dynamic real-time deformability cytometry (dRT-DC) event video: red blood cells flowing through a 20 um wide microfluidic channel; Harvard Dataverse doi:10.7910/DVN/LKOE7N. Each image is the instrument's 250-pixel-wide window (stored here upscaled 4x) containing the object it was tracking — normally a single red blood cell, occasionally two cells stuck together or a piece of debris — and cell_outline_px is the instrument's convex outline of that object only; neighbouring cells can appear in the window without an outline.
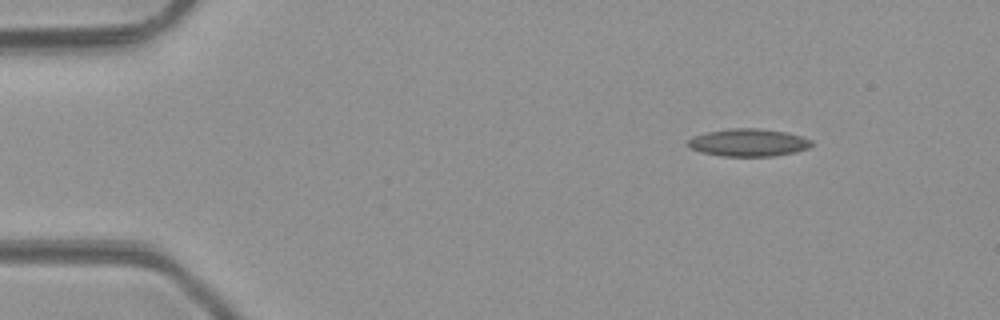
{"species": "common noctule bat (a hibernating species)", "species_latin": "Nyctalus noctula", "temperature_condition": "room temperature", "stored_images_in_passage": 4, "camera_frame_rate_fps": 3000, "um_per_image_px": 0.085, "animal": {"sex": "male", "body_mass_g": 23.1, "forearm_length_mm": 52.7}, "frame": {"image": 1, "passage_image": 1, "time_ms": 0.0, "image_size_px": [1000, 320], "cell_outline_px": [[812, 144], [808, 148], [796, 152], [772, 156], [720, 156], [700, 152], [688, 148], [688, 140], [692, 136], [708, 132], [732, 128], [760, 128], [788, 132], [812, 140]], "centroid_in_image_um": [63.6, 12.12], "position_along_channel_um": 21.4, "area_um2": 20.0}}
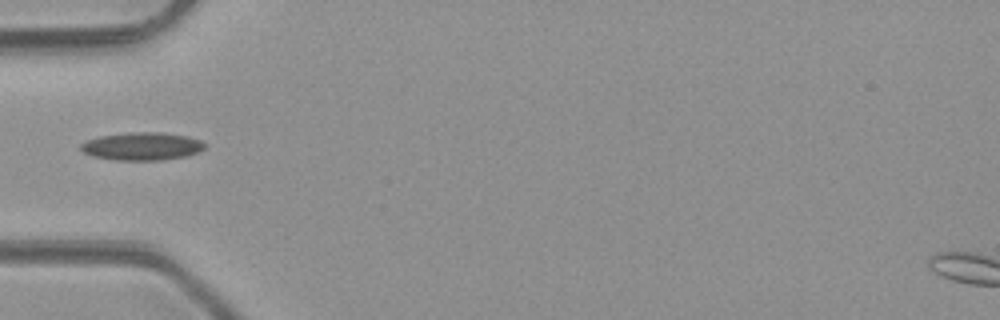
{"frame": {"image": 2, "passage_image": 4, "time_ms": 3.333, "image_size_px": [1000, 320], "cell_outline_px": [[208, 144], [200, 152], [188, 156], [164, 160], [116, 160], [92, 156], [84, 152], [80, 148], [80, 144], [88, 140], [100, 136], [132, 132], [160, 132], [188, 136], [200, 140]], "centroid_in_image_um": [12.13, 12.44], "position_along_channel_um": 72.9, "area_um2": 20.29}}